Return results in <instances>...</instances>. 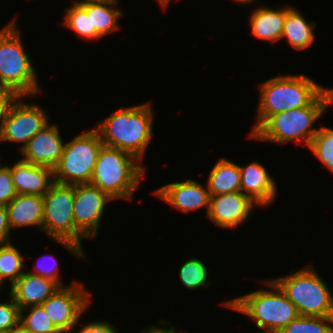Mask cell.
I'll return each instance as SVG.
<instances>
[{"instance_id": "37", "label": "cell", "mask_w": 333, "mask_h": 333, "mask_svg": "<svg viewBox=\"0 0 333 333\" xmlns=\"http://www.w3.org/2000/svg\"><path fill=\"white\" fill-rule=\"evenodd\" d=\"M159 5H161V7H163V9L167 8L169 4H171V0H157Z\"/></svg>"}, {"instance_id": "8", "label": "cell", "mask_w": 333, "mask_h": 333, "mask_svg": "<svg viewBox=\"0 0 333 333\" xmlns=\"http://www.w3.org/2000/svg\"><path fill=\"white\" fill-rule=\"evenodd\" d=\"M302 316H333V295L316 269L306 265L298 271L272 279Z\"/></svg>"}, {"instance_id": "12", "label": "cell", "mask_w": 333, "mask_h": 333, "mask_svg": "<svg viewBox=\"0 0 333 333\" xmlns=\"http://www.w3.org/2000/svg\"><path fill=\"white\" fill-rule=\"evenodd\" d=\"M114 201L91 184L74 185L73 217L76 228L89 239L97 236L107 203Z\"/></svg>"}, {"instance_id": "28", "label": "cell", "mask_w": 333, "mask_h": 333, "mask_svg": "<svg viewBox=\"0 0 333 333\" xmlns=\"http://www.w3.org/2000/svg\"><path fill=\"white\" fill-rule=\"evenodd\" d=\"M308 148L333 173V129L327 126L318 128Z\"/></svg>"}, {"instance_id": "38", "label": "cell", "mask_w": 333, "mask_h": 333, "mask_svg": "<svg viewBox=\"0 0 333 333\" xmlns=\"http://www.w3.org/2000/svg\"><path fill=\"white\" fill-rule=\"evenodd\" d=\"M10 333H31V332H27L21 326H18L17 328L12 330Z\"/></svg>"}, {"instance_id": "1", "label": "cell", "mask_w": 333, "mask_h": 333, "mask_svg": "<svg viewBox=\"0 0 333 333\" xmlns=\"http://www.w3.org/2000/svg\"><path fill=\"white\" fill-rule=\"evenodd\" d=\"M151 102L121 107L94 128L105 146L134 155L142 162L153 137Z\"/></svg>"}, {"instance_id": "35", "label": "cell", "mask_w": 333, "mask_h": 333, "mask_svg": "<svg viewBox=\"0 0 333 333\" xmlns=\"http://www.w3.org/2000/svg\"><path fill=\"white\" fill-rule=\"evenodd\" d=\"M6 206H0V244L12 242Z\"/></svg>"}, {"instance_id": "40", "label": "cell", "mask_w": 333, "mask_h": 333, "mask_svg": "<svg viewBox=\"0 0 333 333\" xmlns=\"http://www.w3.org/2000/svg\"><path fill=\"white\" fill-rule=\"evenodd\" d=\"M233 1H235V2H238V3H241V4H249V3H254V0H233Z\"/></svg>"}, {"instance_id": "20", "label": "cell", "mask_w": 333, "mask_h": 333, "mask_svg": "<svg viewBox=\"0 0 333 333\" xmlns=\"http://www.w3.org/2000/svg\"><path fill=\"white\" fill-rule=\"evenodd\" d=\"M91 15V40H99L119 30V19L124 17L117 7L118 0L85 2L80 4Z\"/></svg>"}, {"instance_id": "13", "label": "cell", "mask_w": 333, "mask_h": 333, "mask_svg": "<svg viewBox=\"0 0 333 333\" xmlns=\"http://www.w3.org/2000/svg\"><path fill=\"white\" fill-rule=\"evenodd\" d=\"M154 195L162 199L171 207L188 214L190 211L205 208L208 215L210 207V193L207 186L192 178L181 182H170L154 190Z\"/></svg>"}, {"instance_id": "11", "label": "cell", "mask_w": 333, "mask_h": 333, "mask_svg": "<svg viewBox=\"0 0 333 333\" xmlns=\"http://www.w3.org/2000/svg\"><path fill=\"white\" fill-rule=\"evenodd\" d=\"M20 96L11 106L0 124V142L23 143L19 152L49 122L44 108L39 104L26 103Z\"/></svg>"}, {"instance_id": "27", "label": "cell", "mask_w": 333, "mask_h": 333, "mask_svg": "<svg viewBox=\"0 0 333 333\" xmlns=\"http://www.w3.org/2000/svg\"><path fill=\"white\" fill-rule=\"evenodd\" d=\"M278 333H333V316L299 315Z\"/></svg>"}, {"instance_id": "15", "label": "cell", "mask_w": 333, "mask_h": 333, "mask_svg": "<svg viewBox=\"0 0 333 333\" xmlns=\"http://www.w3.org/2000/svg\"><path fill=\"white\" fill-rule=\"evenodd\" d=\"M57 125L47 124L20 151L21 160L54 169L60 161L65 142Z\"/></svg>"}, {"instance_id": "19", "label": "cell", "mask_w": 333, "mask_h": 333, "mask_svg": "<svg viewBox=\"0 0 333 333\" xmlns=\"http://www.w3.org/2000/svg\"><path fill=\"white\" fill-rule=\"evenodd\" d=\"M8 222L13 231L15 228L36 227L42 231L43 196L17 194L7 205ZM13 228V229H12Z\"/></svg>"}, {"instance_id": "36", "label": "cell", "mask_w": 333, "mask_h": 333, "mask_svg": "<svg viewBox=\"0 0 333 333\" xmlns=\"http://www.w3.org/2000/svg\"><path fill=\"white\" fill-rule=\"evenodd\" d=\"M159 322L162 326L161 325L159 327L158 326H150L149 328L143 329L142 332L143 333H178L174 326L169 327V328L167 327V325L169 323H171L170 321H165L164 319L163 320L161 319ZM166 323H167V325H166Z\"/></svg>"}, {"instance_id": "7", "label": "cell", "mask_w": 333, "mask_h": 333, "mask_svg": "<svg viewBox=\"0 0 333 333\" xmlns=\"http://www.w3.org/2000/svg\"><path fill=\"white\" fill-rule=\"evenodd\" d=\"M43 200L42 232L77 258H86L81 245L86 237L76 228L73 217L74 185L54 182Z\"/></svg>"}, {"instance_id": "14", "label": "cell", "mask_w": 333, "mask_h": 333, "mask_svg": "<svg viewBox=\"0 0 333 333\" xmlns=\"http://www.w3.org/2000/svg\"><path fill=\"white\" fill-rule=\"evenodd\" d=\"M254 207L257 204L241 191L215 195L210 197L207 217L218 227L236 229L249 221Z\"/></svg>"}, {"instance_id": "26", "label": "cell", "mask_w": 333, "mask_h": 333, "mask_svg": "<svg viewBox=\"0 0 333 333\" xmlns=\"http://www.w3.org/2000/svg\"><path fill=\"white\" fill-rule=\"evenodd\" d=\"M19 326L31 333H61L41 305L20 310Z\"/></svg>"}, {"instance_id": "23", "label": "cell", "mask_w": 333, "mask_h": 333, "mask_svg": "<svg viewBox=\"0 0 333 333\" xmlns=\"http://www.w3.org/2000/svg\"><path fill=\"white\" fill-rule=\"evenodd\" d=\"M239 164L220 158L208 174L206 181L210 196L241 191Z\"/></svg>"}, {"instance_id": "34", "label": "cell", "mask_w": 333, "mask_h": 333, "mask_svg": "<svg viewBox=\"0 0 333 333\" xmlns=\"http://www.w3.org/2000/svg\"><path fill=\"white\" fill-rule=\"evenodd\" d=\"M115 329V326L108 323V321H90L81 327L80 330H77V333H119Z\"/></svg>"}, {"instance_id": "33", "label": "cell", "mask_w": 333, "mask_h": 333, "mask_svg": "<svg viewBox=\"0 0 333 333\" xmlns=\"http://www.w3.org/2000/svg\"><path fill=\"white\" fill-rule=\"evenodd\" d=\"M19 97L10 87L0 84V124Z\"/></svg>"}, {"instance_id": "39", "label": "cell", "mask_w": 333, "mask_h": 333, "mask_svg": "<svg viewBox=\"0 0 333 333\" xmlns=\"http://www.w3.org/2000/svg\"><path fill=\"white\" fill-rule=\"evenodd\" d=\"M95 1H104V0H74L72 3L73 4H82V3H85V2H95Z\"/></svg>"}, {"instance_id": "24", "label": "cell", "mask_w": 333, "mask_h": 333, "mask_svg": "<svg viewBox=\"0 0 333 333\" xmlns=\"http://www.w3.org/2000/svg\"><path fill=\"white\" fill-rule=\"evenodd\" d=\"M24 256L11 242L0 244V277L12 286L25 272Z\"/></svg>"}, {"instance_id": "5", "label": "cell", "mask_w": 333, "mask_h": 333, "mask_svg": "<svg viewBox=\"0 0 333 333\" xmlns=\"http://www.w3.org/2000/svg\"><path fill=\"white\" fill-rule=\"evenodd\" d=\"M146 167L134 155L103 145L89 184L111 199L133 200L134 192L145 178Z\"/></svg>"}, {"instance_id": "4", "label": "cell", "mask_w": 333, "mask_h": 333, "mask_svg": "<svg viewBox=\"0 0 333 333\" xmlns=\"http://www.w3.org/2000/svg\"><path fill=\"white\" fill-rule=\"evenodd\" d=\"M263 282L271 289L262 288L243 294L222 302V305L249 316L263 333H278L300 314L272 279Z\"/></svg>"}, {"instance_id": "9", "label": "cell", "mask_w": 333, "mask_h": 333, "mask_svg": "<svg viewBox=\"0 0 333 333\" xmlns=\"http://www.w3.org/2000/svg\"><path fill=\"white\" fill-rule=\"evenodd\" d=\"M103 145L95 128L65 143L60 161L53 169L54 182L66 185L89 184Z\"/></svg>"}, {"instance_id": "30", "label": "cell", "mask_w": 333, "mask_h": 333, "mask_svg": "<svg viewBox=\"0 0 333 333\" xmlns=\"http://www.w3.org/2000/svg\"><path fill=\"white\" fill-rule=\"evenodd\" d=\"M10 295L5 302H0V333H10L19 326L20 310Z\"/></svg>"}, {"instance_id": "10", "label": "cell", "mask_w": 333, "mask_h": 333, "mask_svg": "<svg viewBox=\"0 0 333 333\" xmlns=\"http://www.w3.org/2000/svg\"><path fill=\"white\" fill-rule=\"evenodd\" d=\"M92 296L82 282L60 287L41 306L61 333H73L80 318L91 305Z\"/></svg>"}, {"instance_id": "18", "label": "cell", "mask_w": 333, "mask_h": 333, "mask_svg": "<svg viewBox=\"0 0 333 333\" xmlns=\"http://www.w3.org/2000/svg\"><path fill=\"white\" fill-rule=\"evenodd\" d=\"M59 288L60 286L55 281L25 271L10 287V294L19 310H22L30 306L41 305Z\"/></svg>"}, {"instance_id": "21", "label": "cell", "mask_w": 333, "mask_h": 333, "mask_svg": "<svg viewBox=\"0 0 333 333\" xmlns=\"http://www.w3.org/2000/svg\"><path fill=\"white\" fill-rule=\"evenodd\" d=\"M287 5L281 8L261 6L250 14L251 34L258 39L276 42L281 40Z\"/></svg>"}, {"instance_id": "32", "label": "cell", "mask_w": 333, "mask_h": 333, "mask_svg": "<svg viewBox=\"0 0 333 333\" xmlns=\"http://www.w3.org/2000/svg\"><path fill=\"white\" fill-rule=\"evenodd\" d=\"M17 195L11 177V165L0 167V206H6Z\"/></svg>"}, {"instance_id": "31", "label": "cell", "mask_w": 333, "mask_h": 333, "mask_svg": "<svg viewBox=\"0 0 333 333\" xmlns=\"http://www.w3.org/2000/svg\"><path fill=\"white\" fill-rule=\"evenodd\" d=\"M48 256H49V258H48ZM43 258L46 262H44ZM46 259L47 260L49 259V260L47 261ZM38 260L39 261H38L37 265L34 267V270L32 272L29 271L30 273L39 275L43 278L53 280L60 287H65L66 286L60 280L61 279L60 276H59L61 274L60 273V267L58 265V261H57L56 257H53L51 255H44V257L41 256L40 259L38 258Z\"/></svg>"}, {"instance_id": "29", "label": "cell", "mask_w": 333, "mask_h": 333, "mask_svg": "<svg viewBox=\"0 0 333 333\" xmlns=\"http://www.w3.org/2000/svg\"><path fill=\"white\" fill-rule=\"evenodd\" d=\"M64 26L74 31L75 34L87 40H91V15L80 4H73L65 8Z\"/></svg>"}, {"instance_id": "2", "label": "cell", "mask_w": 333, "mask_h": 333, "mask_svg": "<svg viewBox=\"0 0 333 333\" xmlns=\"http://www.w3.org/2000/svg\"><path fill=\"white\" fill-rule=\"evenodd\" d=\"M332 103L333 88L327 87L309 106L269 116L251 135L248 133V139L279 145L296 141L308 148L318 132L313 125Z\"/></svg>"}, {"instance_id": "16", "label": "cell", "mask_w": 333, "mask_h": 333, "mask_svg": "<svg viewBox=\"0 0 333 333\" xmlns=\"http://www.w3.org/2000/svg\"><path fill=\"white\" fill-rule=\"evenodd\" d=\"M241 192L248 196L257 206L268 207L276 199L277 185L275 179L260 162L252 161L246 166L239 165Z\"/></svg>"}, {"instance_id": "22", "label": "cell", "mask_w": 333, "mask_h": 333, "mask_svg": "<svg viewBox=\"0 0 333 333\" xmlns=\"http://www.w3.org/2000/svg\"><path fill=\"white\" fill-rule=\"evenodd\" d=\"M315 28L314 21L308 23L299 10L287 4L281 40L285 38L295 50H305L315 42Z\"/></svg>"}, {"instance_id": "3", "label": "cell", "mask_w": 333, "mask_h": 333, "mask_svg": "<svg viewBox=\"0 0 333 333\" xmlns=\"http://www.w3.org/2000/svg\"><path fill=\"white\" fill-rule=\"evenodd\" d=\"M326 88L304 74L277 75L261 82L256 122L250 135L271 115L309 106Z\"/></svg>"}, {"instance_id": "17", "label": "cell", "mask_w": 333, "mask_h": 333, "mask_svg": "<svg viewBox=\"0 0 333 333\" xmlns=\"http://www.w3.org/2000/svg\"><path fill=\"white\" fill-rule=\"evenodd\" d=\"M17 194L43 196L54 183L53 169L18 160L11 166Z\"/></svg>"}, {"instance_id": "6", "label": "cell", "mask_w": 333, "mask_h": 333, "mask_svg": "<svg viewBox=\"0 0 333 333\" xmlns=\"http://www.w3.org/2000/svg\"><path fill=\"white\" fill-rule=\"evenodd\" d=\"M16 20L0 29V84L14 90L19 96L41 94L36 68L23 46Z\"/></svg>"}, {"instance_id": "41", "label": "cell", "mask_w": 333, "mask_h": 333, "mask_svg": "<svg viewBox=\"0 0 333 333\" xmlns=\"http://www.w3.org/2000/svg\"><path fill=\"white\" fill-rule=\"evenodd\" d=\"M5 281L0 277V290H2V288H3V286L2 285H4L3 283H4ZM2 286V287H1Z\"/></svg>"}, {"instance_id": "25", "label": "cell", "mask_w": 333, "mask_h": 333, "mask_svg": "<svg viewBox=\"0 0 333 333\" xmlns=\"http://www.w3.org/2000/svg\"><path fill=\"white\" fill-rule=\"evenodd\" d=\"M207 265L200 258H189L179 269V278L182 285L189 290L208 287L211 282Z\"/></svg>"}]
</instances>
